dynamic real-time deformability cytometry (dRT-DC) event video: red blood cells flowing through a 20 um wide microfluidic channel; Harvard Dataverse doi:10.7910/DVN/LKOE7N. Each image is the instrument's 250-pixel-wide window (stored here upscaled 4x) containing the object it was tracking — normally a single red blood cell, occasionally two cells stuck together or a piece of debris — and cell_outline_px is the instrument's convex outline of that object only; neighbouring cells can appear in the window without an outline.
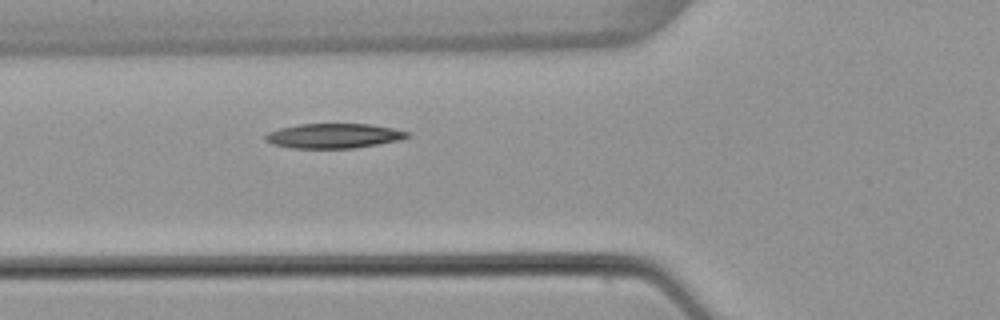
{"species": "common noctule bat (a hibernating species)", "species_latin": "Nyctalus noctula", "temperature_condition": "warm", "stored_images_in_passage": 2, "camera_frame_rate_fps": 3000, "um_per_image_px": 0.085, "animal": {"sex": "female", "body_mass_g": 22.7, "forearm_length_mm": 54.2}, "frame": {"image": 1, "passage_image": 2, "time_ms": 2.333, "image_size_px": [1000, 320], "cell_outline_px": [[412, 136], [400, 140], [352, 148], [292, 148], [272, 144], [264, 140], [264, 136], [268, 132], [280, 128], [300, 124], [368, 124], [392, 128], [408, 132]], "centroid_in_image_um": [28.34, 11.55], "position_along_channel_um": 97.5, "area_um2": 20.35}}